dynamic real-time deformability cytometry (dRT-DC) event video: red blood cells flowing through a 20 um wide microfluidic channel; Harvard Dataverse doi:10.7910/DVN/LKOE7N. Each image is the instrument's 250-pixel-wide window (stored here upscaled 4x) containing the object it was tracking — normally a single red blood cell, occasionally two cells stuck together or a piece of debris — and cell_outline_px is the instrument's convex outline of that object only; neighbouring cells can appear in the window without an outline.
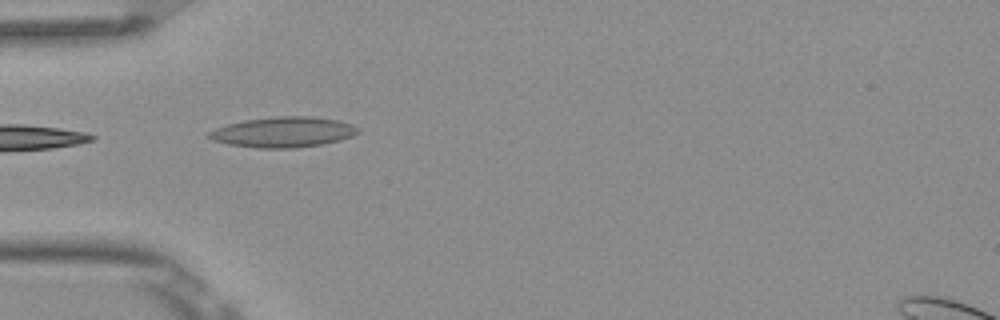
{"species": "Egyptian fruit bat (a non-hibernating species)", "species_latin": "Rousettus aegyptiacus", "temperature_condition": "room temperature", "stored_images_in_passage": 5, "camera_frame_rate_fps": 3000, "um_per_image_px": 0.085, "frame": {"image": 1, "passage_image": 4, "time_ms": 1.0, "image_size_px": [1000, 320], "cell_outline_px": [[360, 132], [352, 136], [340, 140], [324, 144], [296, 148], [256, 148], [228, 144], [212, 140], [204, 136], [208, 132], [216, 128], [228, 124], [244, 120], [272, 116], [312, 116], [340, 120], [352, 124], [360, 128]], "centroid_in_image_um": [24.09, 11.22], "position_along_channel_um": 60.9, "area_um2": 26.82}}
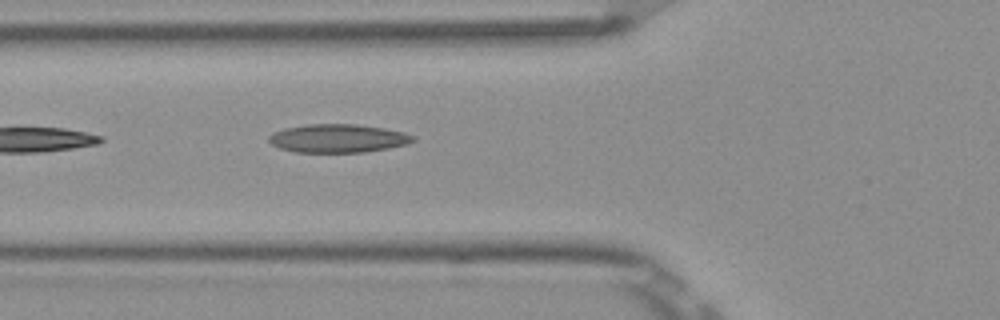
{"frame": {"image": 2, "passage_image": 5, "time_ms": 1.333, "image_size_px": [1000, 320], "cell_outline_px": [[416, 140], [408, 144], [388, 148], [364, 152], [296, 152], [280, 148], [272, 144], [268, 140], [268, 136], [272, 132], [284, 128], [308, 124], [356, 124], [384, 128], [404, 132], [416, 136]], "centroid_in_image_um": [28.74, 11.75], "position_along_channel_um": 97.1, "area_um2": 23.99}}